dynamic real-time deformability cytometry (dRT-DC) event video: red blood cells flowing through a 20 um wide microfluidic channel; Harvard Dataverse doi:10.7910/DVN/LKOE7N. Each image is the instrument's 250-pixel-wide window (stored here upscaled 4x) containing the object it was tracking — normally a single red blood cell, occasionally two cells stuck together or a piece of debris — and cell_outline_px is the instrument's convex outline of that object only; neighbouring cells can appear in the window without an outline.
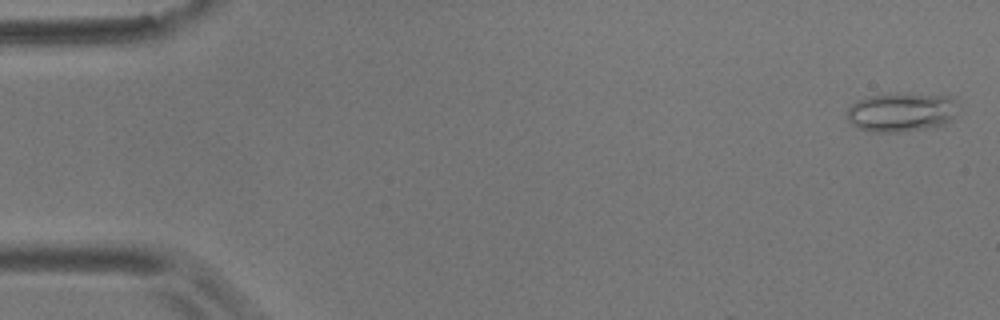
{"species": "common noctule bat (a hibernating species)", "species_latin": "Nyctalus noctula", "temperature_condition": "room temperature", "stored_images_in_passage": 7, "camera_frame_rate_fps": 3000, "um_per_image_px": 0.085, "animal": {"sex": "male", "body_mass_g": 17.9}, "frame": {"image": 1, "passage_image": 2, "time_ms": 0.333, "image_size_px": [1000, 320], "cell_outline_px": [[956, 104], [952, 120], [936, 128], [900, 132], [872, 132], [856, 128], [848, 120], [848, 108], [856, 100], [868, 96], [888, 92], [896, 92], [952, 96]], "centroid_in_image_um": [76.6, 9.52], "position_along_channel_um": 8.4, "area_um2": 25.95}}